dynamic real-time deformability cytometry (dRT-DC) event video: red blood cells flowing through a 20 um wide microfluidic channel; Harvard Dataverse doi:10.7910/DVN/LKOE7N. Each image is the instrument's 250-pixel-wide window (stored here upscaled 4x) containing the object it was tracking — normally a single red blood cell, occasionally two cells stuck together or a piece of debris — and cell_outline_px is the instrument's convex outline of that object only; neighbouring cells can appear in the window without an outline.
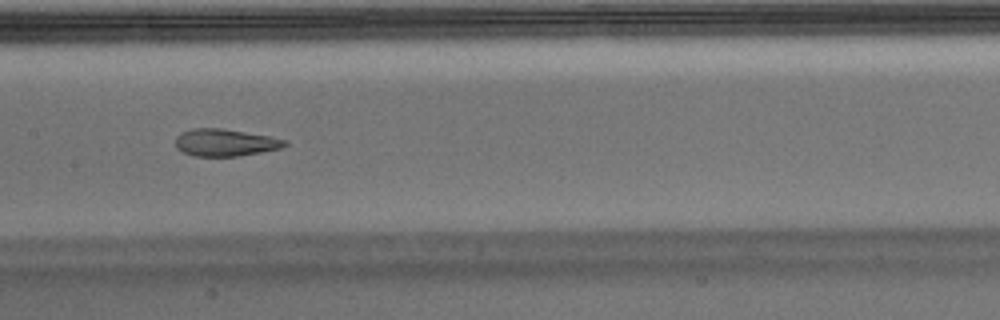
{"species": "Egyptian fruit bat (a non-hibernating species)", "species_latin": "Rousettus aegyptiacus", "temperature_condition": "warm", "stored_images_in_passage": 36, "camera_frame_rate_fps": 3000, "um_per_image_px": 0.085, "animal": {"sex": "male"}, "frame": {"image": 1, "passage_image": 26, "time_ms": 8.333, "image_size_px": [1000, 320], "cell_outline_px": [[284, 144], [272, 148], [252, 152], [228, 156], [204, 156], [188, 152], [180, 148], [204, 132], [236, 132], [260, 136]], "centroid_in_image_um": [19.37, 12.24], "position_along_channel_um": 188.0, "area_um2": 12.25}}
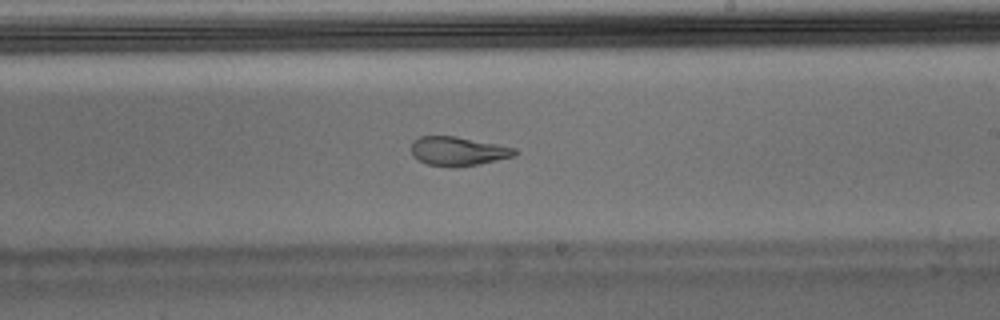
{"frame": {"image": 2, "passage_image": 31, "time_ms": 10.0, "image_size_px": [1000, 320], "cell_outline_px": [[516, 152], [508, 156], [472, 164], [432, 164], [416, 156], [428, 136], [448, 136], [500, 148]], "centroid_in_image_um": [38.95, 12.86], "position_along_channel_um": 250.0, "area_um2": 13.41}}